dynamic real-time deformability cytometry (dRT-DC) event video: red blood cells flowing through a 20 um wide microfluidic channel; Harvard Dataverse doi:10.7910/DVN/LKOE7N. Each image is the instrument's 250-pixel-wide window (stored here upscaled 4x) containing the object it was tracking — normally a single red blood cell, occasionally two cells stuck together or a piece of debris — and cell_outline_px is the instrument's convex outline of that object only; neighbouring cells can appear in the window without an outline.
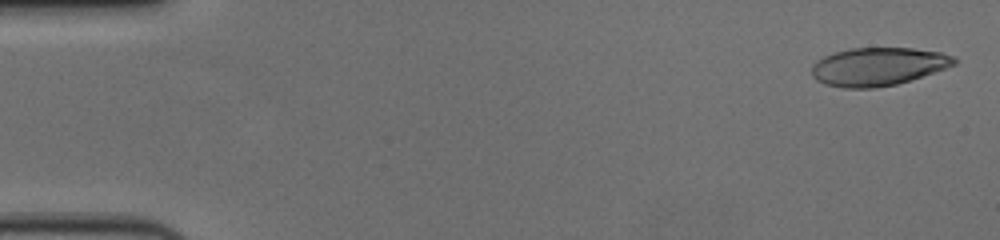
{"species": "human", "species_latin": "Homo sapiens", "temperature_condition": "cold", "stored_images_in_passage": 57, "camera_frame_rate_fps": 3000, "um_per_image_px": 0.085, "donor": {"sex": "female"}, "frame": {"image": 1, "passage_image": 2, "time_ms": 0.333, "image_size_px": [1000, 240], "cell_outline_px": [[956, 64], [896, 84], [876, 88], [844, 88], [824, 84], [816, 80], [812, 76], [812, 64], [816, 60], [824, 56], [836, 52], [852, 48], [912, 48], [940, 52], [956, 56]], "centroid_in_image_um": [74.6, 5.65], "position_along_channel_um": 10.4, "area_um2": 31.5}}
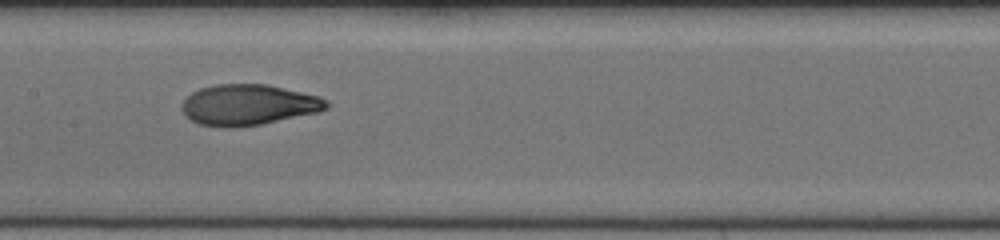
{"frame": {"image": 2, "passage_image": 29, "time_ms": 9.333, "image_size_px": [1000, 240], "cell_outline_px": [[328, 108], [320, 112], [260, 124], [232, 128], [216, 128], [200, 124], [184, 116], [180, 108], [184, 100], [192, 92], [200, 88], [216, 84], [268, 84], [320, 96], [328, 100]], "centroid_in_image_um": [21.11, 8.92], "position_along_channel_um": 186.3, "area_um2": 34.74}}
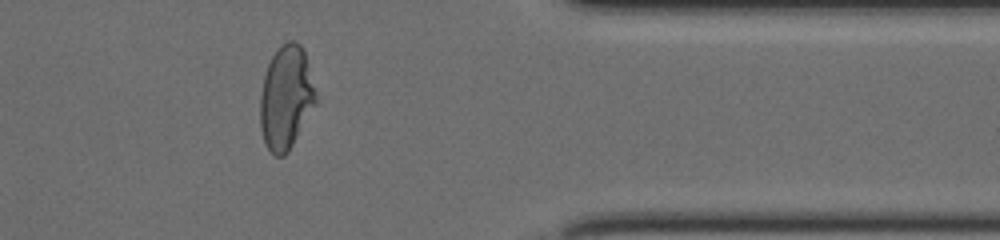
{"frame": {"image": 3, "passage_image": 47, "time_ms": 15.333, "image_size_px": [1000, 240], "cell_outline_px": [[316, 104], [288, 152], [284, 156], [276, 156], [264, 144], [260, 128], [260, 96], [264, 76], [268, 64], [272, 56], [288, 40], [296, 40], [300, 44], [304, 52], [316, 92]], "centroid_in_image_um": [24.3, 8.32], "position_along_channel_um": 387.1, "area_um2": 33.35}, "authors_computed_cell_mechanics": {"area_um2": 33.7552, "velocity_mm_per_s": 3.6331, "shape_relaxation_time_tau1_ms": 6.1307, "shape_relaxation_time_tau2_ms": 1.1801, "deformation_change_tau1": 0.2575, "deformation_change_tau2": 0.0636}}